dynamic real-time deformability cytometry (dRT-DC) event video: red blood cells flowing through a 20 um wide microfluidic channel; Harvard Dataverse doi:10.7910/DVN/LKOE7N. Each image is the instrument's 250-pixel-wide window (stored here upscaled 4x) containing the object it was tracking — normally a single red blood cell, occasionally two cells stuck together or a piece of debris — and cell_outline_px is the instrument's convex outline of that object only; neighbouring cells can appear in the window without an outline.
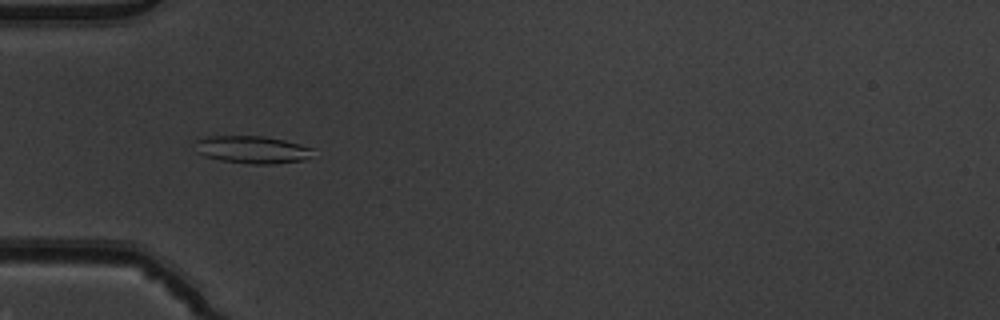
{"species": "common noctule bat (a hibernating species)", "species_latin": "Nyctalus noctula", "temperature_condition": "warm", "stored_images_in_passage": 53, "camera_frame_rate_fps": 3000, "um_per_image_px": 0.085, "animal": {"sex": "male", "body_mass_g": 19.5, "forearm_length_mm": 54.6}, "frame": {"image": 1, "passage_image": 18, "time_ms": 5.667, "image_size_px": [1000, 320], "cell_outline_px": [[312, 148], [308, 156], [304, 160], [272, 164], [252, 164], [220, 160], [204, 156], [196, 152], [196, 140], [208, 136], [264, 136], [284, 140], [300, 144]], "centroid_in_image_um": [21.39, 12.71], "position_along_channel_um": 63.6, "area_um2": 18.73}}
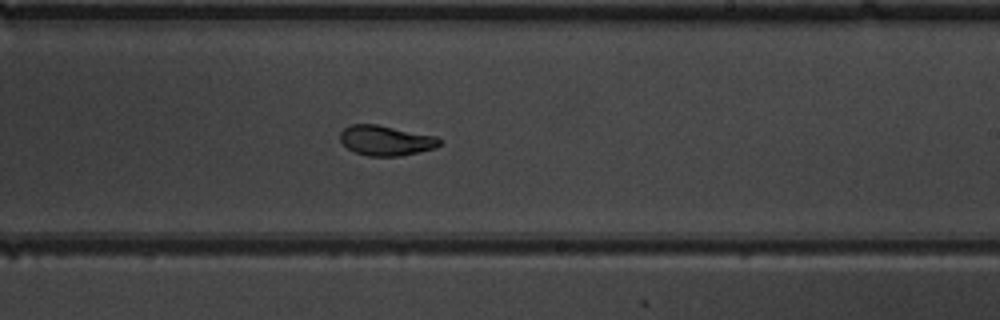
{"frame": {"image": 2, "passage_image": 33, "time_ms": 10.667, "image_size_px": [1000, 320], "cell_outline_px": [[444, 140], [436, 148], [420, 152], [400, 156], [368, 156], [356, 152], [348, 148], [340, 140], [340, 132], [348, 124], [376, 124], [436, 136]], "centroid_in_image_um": [32.82, 11.94], "position_along_channel_um": 256.2, "area_um2": 17.51}}
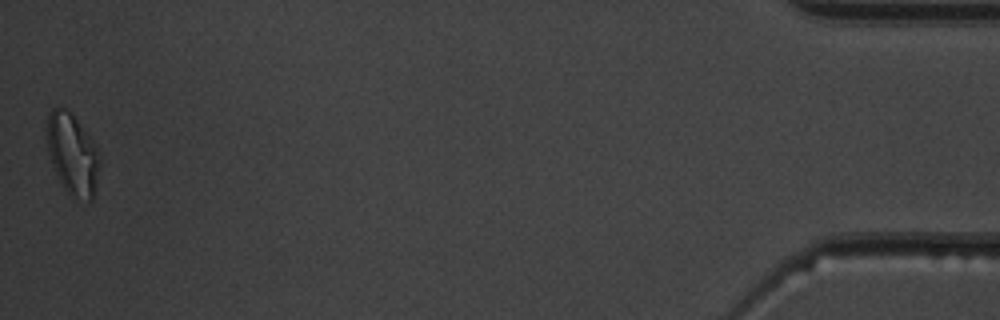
{"frame": {"image": 3, "passage_image": 53, "time_ms": 17.333, "image_size_px": [1000, 320], "cell_outline_px": [[100, 160], [92, 200], [72, 200], [64, 188], [52, 164], [48, 152], [44, 128], [48, 116], [52, 108], [64, 108], [72, 112], [96, 148]], "centroid_in_image_um": [6.11, 13.1], "position_along_channel_um": 429.1, "area_um2": 24.91}, "authors_computed_cell_mechanics": {"area_um2": 18.9584, "velocity_mm_per_s": 3.9085, "shape_relaxation_time_tau1_ms": 3.9147, "shape_relaxation_time_tau2_ms": 1.3546, "deformation_change_tau1": 0.1682, "deformation_change_tau2": 0.0583}}